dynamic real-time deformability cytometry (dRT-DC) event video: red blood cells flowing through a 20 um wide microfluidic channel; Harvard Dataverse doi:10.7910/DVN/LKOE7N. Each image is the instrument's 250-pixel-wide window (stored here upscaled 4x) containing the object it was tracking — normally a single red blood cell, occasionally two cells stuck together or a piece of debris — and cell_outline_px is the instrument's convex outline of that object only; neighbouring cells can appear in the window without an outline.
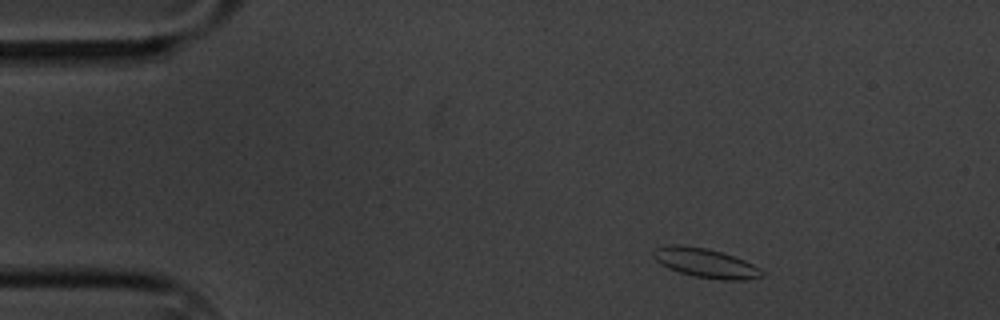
{"species": "common noctule bat (a hibernating species)", "species_latin": "Nyctalus noctula", "temperature_condition": "cold", "stored_images_in_passage": 4, "camera_frame_rate_fps": 3000, "um_per_image_px": 0.085, "animal": {"sex": "male", "body_mass_g": 20.1, "forearm_length_mm": 53.5}, "frame": {"image": 1, "passage_image": 1, "time_ms": 0.0, "image_size_px": [1000, 320], "cell_outline_px": [[764, 276], [744, 280], [720, 280], [692, 276], [668, 268], [660, 264], [652, 256], [652, 252], [656, 248], [664, 244], [680, 244], [704, 248], [720, 252], [744, 260], [760, 268], [764, 272]], "centroid_in_image_um": [59.93, 22.35], "position_along_channel_um": 25.1, "area_um2": 18.61}}